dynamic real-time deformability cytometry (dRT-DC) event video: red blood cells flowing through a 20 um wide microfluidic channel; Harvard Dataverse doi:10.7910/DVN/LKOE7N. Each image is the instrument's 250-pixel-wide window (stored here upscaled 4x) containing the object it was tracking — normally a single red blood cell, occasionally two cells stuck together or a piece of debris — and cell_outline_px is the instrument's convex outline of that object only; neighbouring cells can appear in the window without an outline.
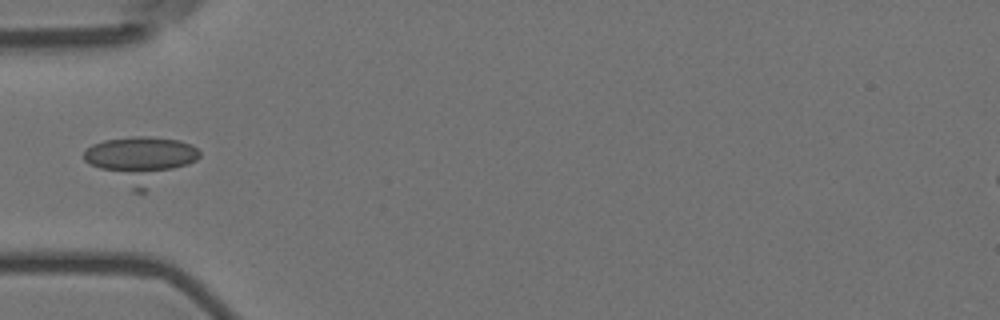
{"species": "Egyptian fruit bat (a non-hibernating species)", "species_latin": "Rousettus aegyptiacus", "temperature_condition": "room temperature", "stored_images_in_passage": 5, "camera_frame_rate_fps": 3000, "um_per_image_px": 0.085, "animal": {"sex": "female"}, "frame": {"image": 1, "passage_image": 5, "time_ms": 1.333, "image_size_px": [1000, 320], "cell_outline_px": [[200, 156], [196, 160], [188, 164], [172, 168], [144, 172], [132, 172], [100, 168], [88, 164], [84, 160], [84, 152], [92, 144], [104, 140], [136, 136], [148, 136], [180, 140], [192, 144], [200, 152]], "centroid_in_image_um": [11.96, 13.09], "position_along_channel_um": 73.0, "area_um2": 23.47}}